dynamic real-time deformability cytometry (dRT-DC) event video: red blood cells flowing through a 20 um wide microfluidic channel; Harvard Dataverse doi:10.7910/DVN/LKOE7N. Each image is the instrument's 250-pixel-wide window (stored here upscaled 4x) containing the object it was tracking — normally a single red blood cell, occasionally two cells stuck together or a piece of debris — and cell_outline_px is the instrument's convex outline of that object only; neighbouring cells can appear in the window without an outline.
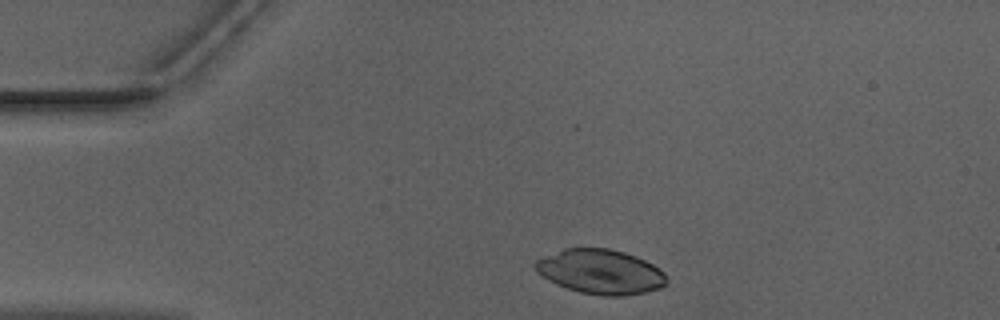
{"species": "Egyptian fruit bat (a non-hibernating species)", "species_latin": "Rousettus aegyptiacus", "temperature_condition": "warm", "stored_images_in_passage": 4, "camera_frame_rate_fps": 3000, "um_per_image_px": 0.085, "animal": {"sex": "male"}, "frame": {"image": 1, "passage_image": 2, "time_ms": 0.333, "image_size_px": [1000, 320], "cell_outline_px": [[668, 284], [660, 288], [644, 292], [624, 296], [604, 296], [580, 292], [556, 284], [548, 280], [536, 272], [532, 264], [536, 260], [564, 248], [608, 248], [624, 252], [636, 256], [660, 268], [664, 272]], "centroid_in_image_um": [51.04, 23.1], "position_along_channel_um": 34.0, "area_um2": 34.22}}